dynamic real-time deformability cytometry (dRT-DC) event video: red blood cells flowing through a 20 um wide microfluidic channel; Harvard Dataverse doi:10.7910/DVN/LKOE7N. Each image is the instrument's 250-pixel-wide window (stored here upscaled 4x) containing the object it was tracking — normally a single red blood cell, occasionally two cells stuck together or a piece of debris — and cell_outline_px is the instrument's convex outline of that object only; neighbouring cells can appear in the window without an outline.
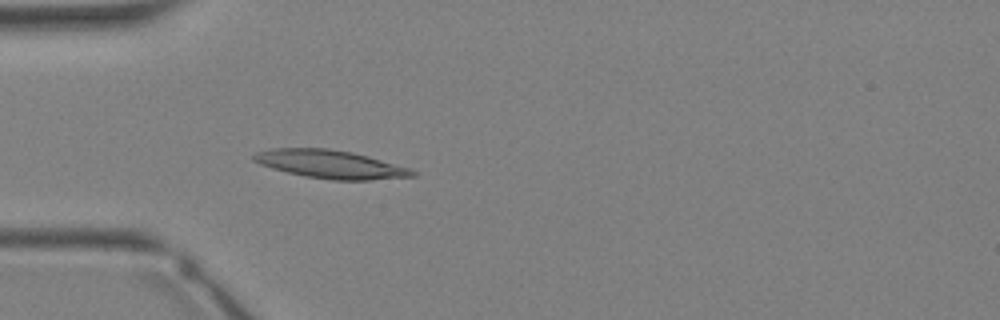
{"species": "Egyptian fruit bat (a non-hibernating species)", "species_latin": "Rousettus aegyptiacus", "temperature_condition": "warm", "stored_images_in_passage": 35, "camera_frame_rate_fps": 3000, "um_per_image_px": 0.085, "animal": {"sex": "female"}, "frame": {"image": 1, "passage_image": 11, "time_ms": 3.333, "image_size_px": [1000, 320], "cell_outline_px": [[416, 176], [368, 180], [332, 180], [304, 176], [272, 168], [260, 164], [252, 160], [252, 156], [256, 152], [268, 148], [328, 148], [352, 152], [368, 156], [412, 168], [416, 172]], "centroid_in_image_um": [28.09, 13.95], "position_along_channel_um": 56.9, "area_um2": 26.24}}
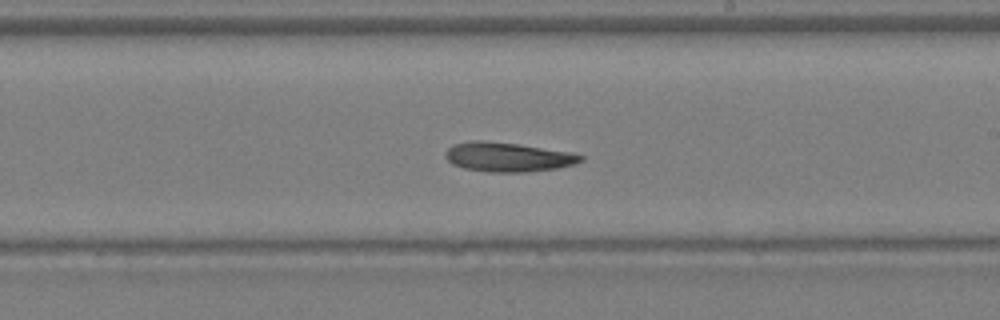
{"frame": {"image": 2, "passage_image": 21, "time_ms": 6.667, "image_size_px": [1000, 320], "cell_outline_px": [[584, 160], [576, 164], [556, 168], [528, 172], [488, 172], [464, 168], [452, 164], [444, 156], [444, 152], [452, 144], [472, 140], [484, 140], [516, 144], [572, 152], [584, 156]], "centroid_in_image_um": [43.15, 13.34], "position_along_channel_um": 245.8, "area_um2": 23.29}}
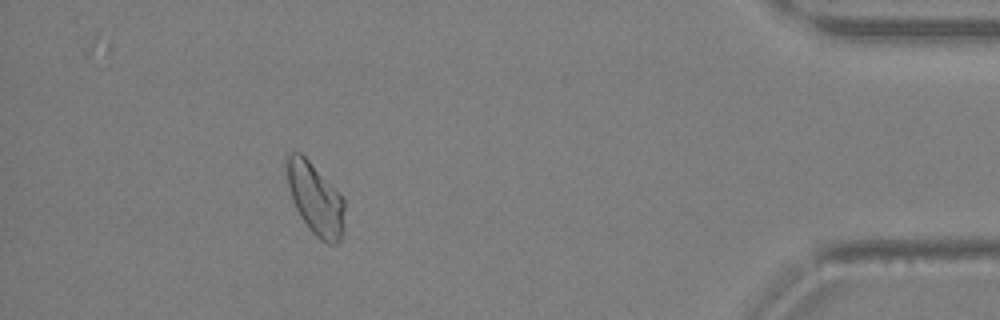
{"frame": {"image": 3, "passage_image": 32, "time_ms": 10.333, "image_size_px": [1000, 320], "cell_outline_px": [[344, 208], [340, 240], [336, 244], [328, 244], [320, 240], [308, 228], [300, 216], [292, 200], [288, 184], [284, 156], [288, 152], [300, 152], [340, 192], [344, 200]], "centroid_in_image_um": [26.77, 16.86], "position_along_channel_um": 408.4, "area_um2": 24.16}}